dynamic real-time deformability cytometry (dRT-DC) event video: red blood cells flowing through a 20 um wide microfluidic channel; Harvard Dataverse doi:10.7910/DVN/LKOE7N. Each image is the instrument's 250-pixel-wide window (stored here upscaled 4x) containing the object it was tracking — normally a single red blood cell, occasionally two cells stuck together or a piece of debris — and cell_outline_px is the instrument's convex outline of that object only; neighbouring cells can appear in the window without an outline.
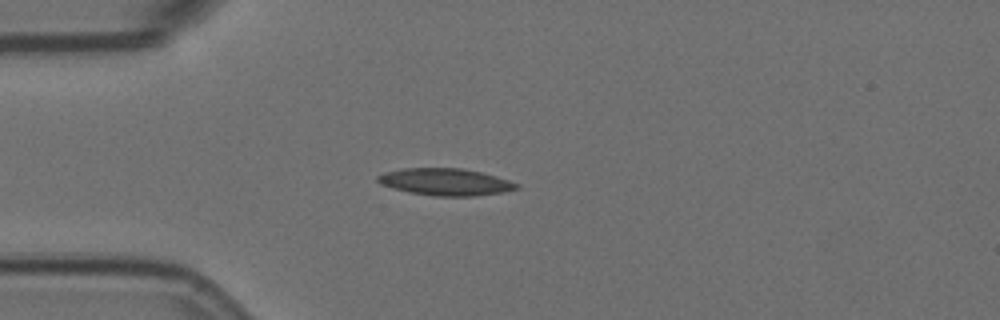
{"species": "Egyptian fruit bat (a non-hibernating species)", "species_latin": "Rousettus aegyptiacus", "temperature_condition": "room temperature", "stored_images_in_passage": 2, "camera_frame_rate_fps": 3000, "um_per_image_px": 0.085, "animal": {"sex": "female"}, "frame": {"image": 1, "passage_image": 2, "time_ms": 0.333, "image_size_px": [1000, 320], "cell_outline_px": [[520, 188], [504, 192], [476, 196], [432, 196], [408, 192], [392, 188], [380, 184], [376, 180], [376, 176], [384, 172], [404, 168], [460, 168], [480, 172], [508, 180], [520, 184]], "centroid_in_image_um": [37.84, 15.47], "position_along_channel_um": 47.2, "area_um2": 21.96}}